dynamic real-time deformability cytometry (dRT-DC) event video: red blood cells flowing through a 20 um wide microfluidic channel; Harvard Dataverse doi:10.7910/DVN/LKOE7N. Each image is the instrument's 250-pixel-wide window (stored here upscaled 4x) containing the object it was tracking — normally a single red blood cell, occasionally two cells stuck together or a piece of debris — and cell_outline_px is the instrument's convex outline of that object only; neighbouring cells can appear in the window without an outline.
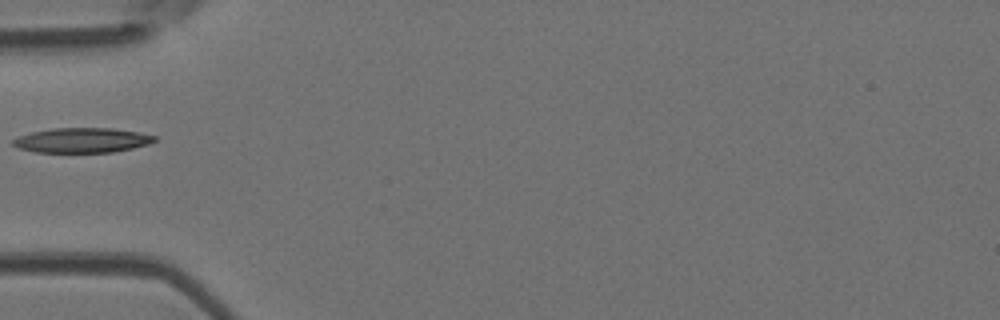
{"species": "Egyptian fruit bat (a non-hibernating species)", "species_latin": "Rousettus aegyptiacus", "temperature_condition": "room temperature", "stored_images_in_passage": 8, "camera_frame_rate_fps": 3000, "um_per_image_px": 0.085, "animal": {"sex": "female"}, "frame": {"image": 1, "passage_image": 1, "time_ms": 0.0, "image_size_px": [1000, 320], "cell_outline_px": [[156, 140], [148, 144], [132, 148], [112, 152], [36, 152], [20, 148], [12, 144], [12, 140], [16, 136], [32, 132], [52, 128], [112, 128], [136, 132], [156, 136]], "centroid_in_image_um": [6.94, 11.92], "position_along_channel_um": 78.1, "area_um2": 20.35}}
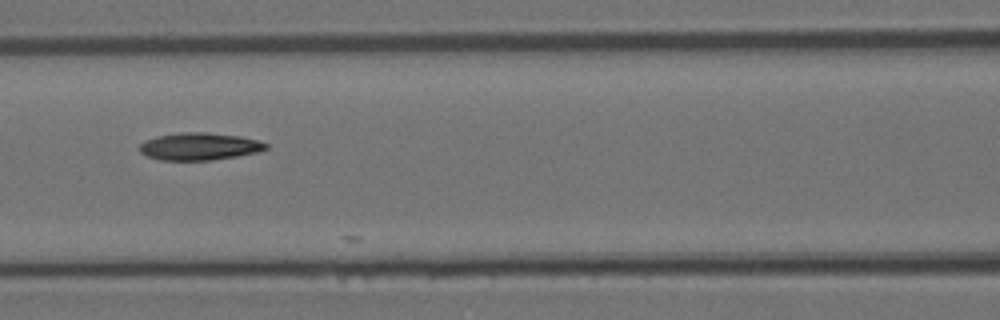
{"frame": {"image": 2, "passage_image": 6, "time_ms": 1.667, "image_size_px": [1000, 320], "cell_outline_px": [[268, 148], [256, 152], [236, 156], [212, 160], [160, 160], [148, 156], [140, 152], [140, 144], [144, 140], [156, 136], [180, 132], [204, 132], [240, 136], [256, 140], [268, 144]], "centroid_in_image_um": [16.91, 12.44], "position_along_channel_um": 149.7, "area_um2": 20.06}}